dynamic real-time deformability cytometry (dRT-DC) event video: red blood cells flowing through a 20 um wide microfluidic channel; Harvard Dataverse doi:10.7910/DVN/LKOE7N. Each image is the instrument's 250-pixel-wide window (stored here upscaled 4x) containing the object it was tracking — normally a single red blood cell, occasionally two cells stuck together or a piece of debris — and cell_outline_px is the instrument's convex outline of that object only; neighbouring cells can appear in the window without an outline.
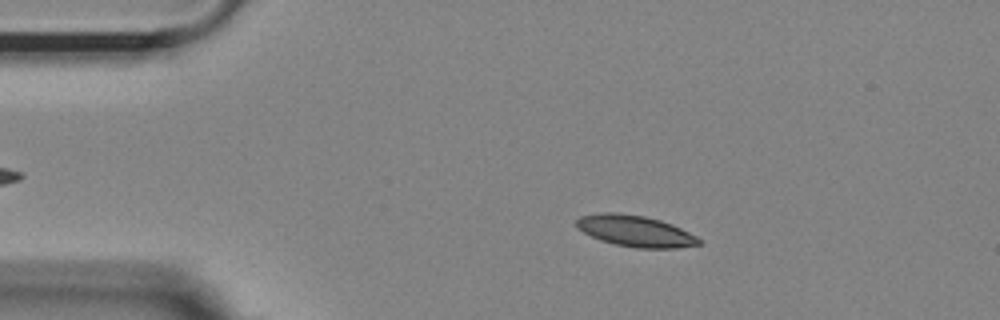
{"species": "Egyptian fruit bat (a non-hibernating species)", "species_latin": "Rousettus aegyptiacus", "temperature_condition": "room temperature", "stored_images_in_passage": 53, "camera_frame_rate_fps": 3000, "um_per_image_px": 0.085, "animal": {"sex": "female"}, "frame": {"image": 1, "passage_image": 9, "time_ms": 2.667, "image_size_px": [1000, 320], "cell_outline_px": [[700, 244], [676, 248], [636, 248], [616, 244], [600, 240], [576, 228], [576, 220], [580, 216], [604, 212], [616, 212], [644, 216], [660, 220], [672, 224], [696, 236], [700, 240]], "centroid_in_image_um": [53.98, 19.63], "position_along_channel_um": 31.0, "area_um2": 22.14}}
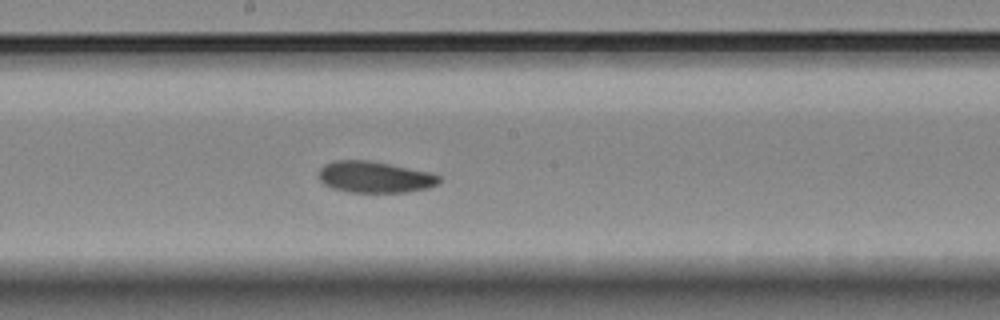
{"frame": {"image": 2, "passage_image": 28, "time_ms": 9.0, "image_size_px": [1000, 320], "cell_outline_px": [[440, 184], [428, 188], [408, 192], [348, 192], [332, 188], [324, 184], [320, 180], [316, 172], [324, 164], [332, 160], [368, 160], [428, 172], [440, 176]], "centroid_in_image_um": [31.81, 15.05], "position_along_channel_um": 216.4, "area_um2": 22.14}}
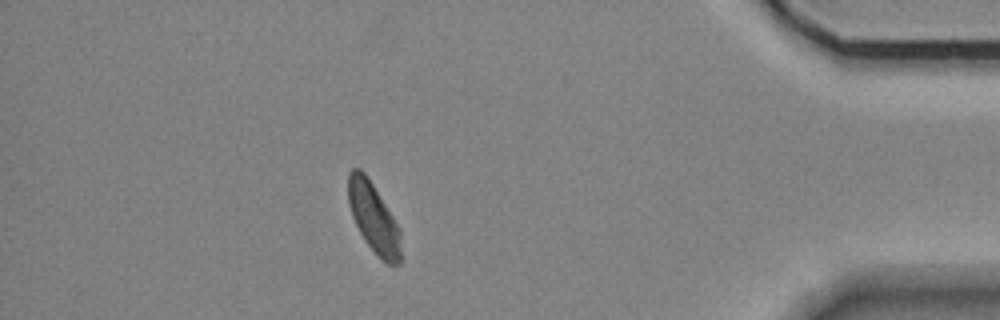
{"frame": {"image": 3, "passage_image": 47, "time_ms": 15.333, "image_size_px": [1000, 320], "cell_outline_px": [[400, 264], [388, 264], [380, 260], [364, 240], [352, 216], [348, 204], [348, 172], [352, 168], [360, 168], [364, 172], [372, 184], [400, 228]], "centroid_in_image_um": [31.74, 18.53], "position_along_channel_um": 403.5, "area_um2": 21.27}, "authors_computed_cell_mechanics": {"area_um2": 22.3108, "velocity_mm_per_s": 3.6461, "shape_relaxation_time_tau1_ms": 3.9775, "shape_relaxation_time_tau2_ms": 3.933, "deformation_change_tau1": 0.1038, "deformation_change_tau2": 0.0939}}